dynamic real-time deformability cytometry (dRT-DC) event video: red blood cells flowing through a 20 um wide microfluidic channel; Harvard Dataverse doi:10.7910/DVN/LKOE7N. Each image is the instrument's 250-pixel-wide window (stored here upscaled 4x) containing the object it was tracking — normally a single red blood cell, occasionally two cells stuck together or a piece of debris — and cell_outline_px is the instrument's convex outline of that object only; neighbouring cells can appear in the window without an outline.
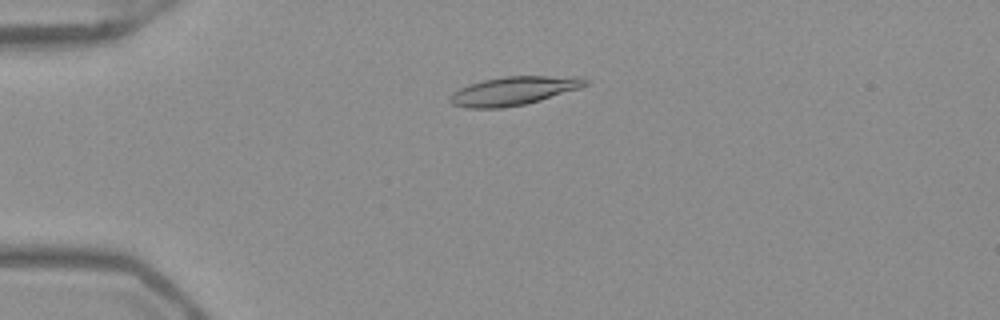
{"species": "Egyptian fruit bat (a non-hibernating species)", "species_latin": "Rousettus aegyptiacus", "temperature_condition": "warm", "stored_images_in_passage": 40, "camera_frame_rate_fps": 3000, "um_per_image_px": 0.085, "frame": {"image": 1, "passage_image": 1, "time_ms": 0.0, "image_size_px": [1000, 320], "cell_outline_px": [[592, 80], [588, 84], [580, 88], [540, 100], [524, 104], [504, 108], [464, 108], [452, 104], [448, 100], [448, 96], [452, 92], [468, 84], [484, 80], [504, 76], [584, 76]], "centroid_in_image_um": [43.68, 7.71], "position_along_channel_um": 41.3, "area_um2": 22.89}}
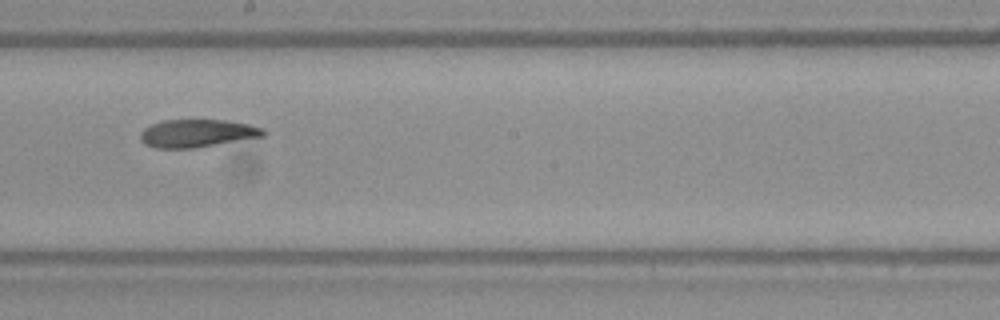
{"frame": {"image": 2, "passage_image": 18, "time_ms": 5.667, "image_size_px": [1000, 320], "cell_outline_px": [[268, 132], [264, 136], [192, 148], [156, 148], [144, 144], [140, 140], [140, 132], [144, 128], [152, 124], [164, 120], [228, 120], [248, 124], [264, 128]], "centroid_in_image_um": [16.76, 11.32], "position_along_channel_um": 231.4, "area_um2": 19.94}}
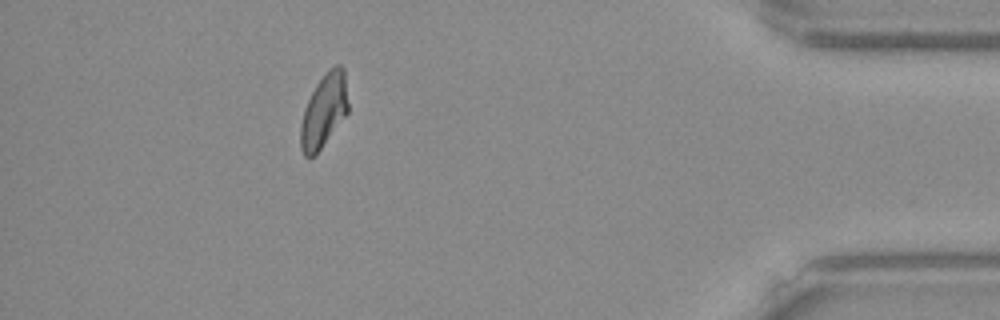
{"frame": {"image": 3, "passage_image": 35, "time_ms": 11.333, "image_size_px": [1000, 320], "cell_outline_px": [[348, 112], [320, 148], [312, 156], [304, 156], [300, 148], [300, 124], [304, 108], [316, 84], [328, 68], [336, 64], [340, 64], [344, 68], [348, 104]], "centroid_in_image_um": [27.52, 9.36], "position_along_channel_um": 407.7, "area_um2": 20.17}, "authors_computed_cell_mechanics": {"area_um2": 20.3167, "velocity_mm_per_s": 3.9363, "shape_relaxation_time_tau1_ms": null, "shape_relaxation_time_tau2_ms": 4.2067, "deformation_change_tau1": null, "deformation_change_tau2": 0.1263}}